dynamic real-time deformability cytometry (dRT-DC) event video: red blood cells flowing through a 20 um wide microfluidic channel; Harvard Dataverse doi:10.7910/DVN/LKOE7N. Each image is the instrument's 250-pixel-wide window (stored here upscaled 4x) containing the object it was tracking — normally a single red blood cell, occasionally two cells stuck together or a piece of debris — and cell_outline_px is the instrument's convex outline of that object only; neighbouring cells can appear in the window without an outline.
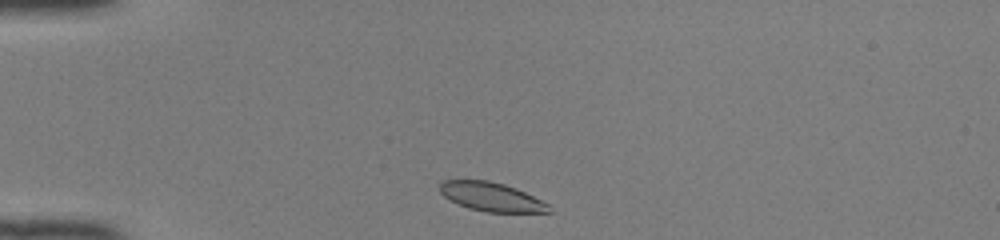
{"species": "common noctule bat (a hibernating species)", "species_latin": "Nyctalus noctula", "temperature_condition": "room temperature", "stored_images_in_passage": 38, "camera_frame_rate_fps": 3000, "um_per_image_px": 0.085, "animal": {"sex": "female", "body_mass_g": 22.0, "forearm_length_mm": 56.7}, "frame": {"image": 1, "passage_image": 1, "time_ms": 0.0, "image_size_px": [1000, 240], "cell_outline_px": [[552, 212], [488, 212], [468, 208], [444, 196], [440, 192], [440, 184], [444, 180], [488, 180], [504, 184], [516, 188], [548, 204]], "centroid_in_image_um": [41.76, 16.72], "position_along_channel_um": 43.2, "area_um2": 18.03}}
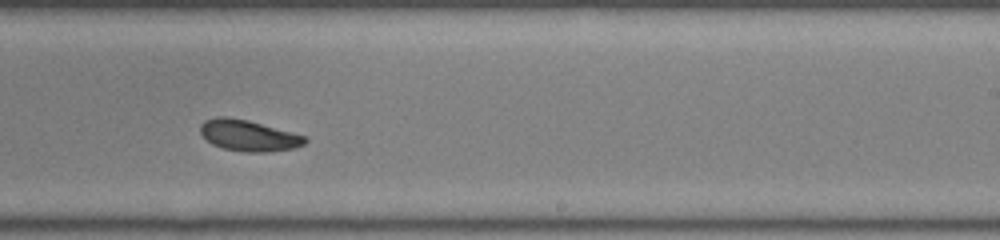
{"frame": {"image": 2, "passage_image": 20, "time_ms": 6.333, "image_size_px": [1000, 240], "cell_outline_px": [[308, 140], [304, 144], [292, 148], [268, 152], [244, 152], [224, 148], [212, 144], [200, 132], [200, 124], [204, 120], [216, 116], [224, 116], [248, 120], [292, 132], [304, 136]], "centroid_in_image_um": [21.1, 11.51], "position_along_channel_um": 267.9, "area_um2": 18.84}}
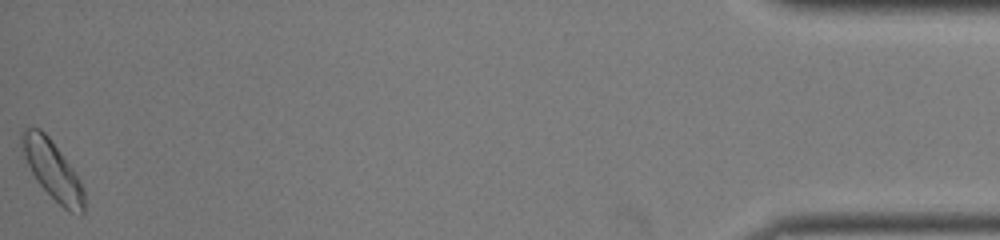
{"frame": {"image": 3, "passage_image": 38, "time_ms": 12.333, "image_size_px": [1000, 240], "cell_outline_px": [[84, 212], [80, 216], [64, 208], [36, 180], [24, 156], [20, 144], [20, 132], [24, 128], [40, 128], [48, 136], [72, 168], [80, 180], [84, 188]], "centroid_in_image_um": [4.46, 14.44], "position_along_channel_um": 430.7, "area_um2": 20.92}, "authors_computed_cell_mechanics": {"area_um2": 19.3052, "velocity_mm_per_s": 4.0926, "shape_relaxation_time_tau1_ms": 6.3829, "shape_relaxation_time_tau2_ms": null, "deformation_change_tau1": 0.1468, "deformation_change_tau2": null}}